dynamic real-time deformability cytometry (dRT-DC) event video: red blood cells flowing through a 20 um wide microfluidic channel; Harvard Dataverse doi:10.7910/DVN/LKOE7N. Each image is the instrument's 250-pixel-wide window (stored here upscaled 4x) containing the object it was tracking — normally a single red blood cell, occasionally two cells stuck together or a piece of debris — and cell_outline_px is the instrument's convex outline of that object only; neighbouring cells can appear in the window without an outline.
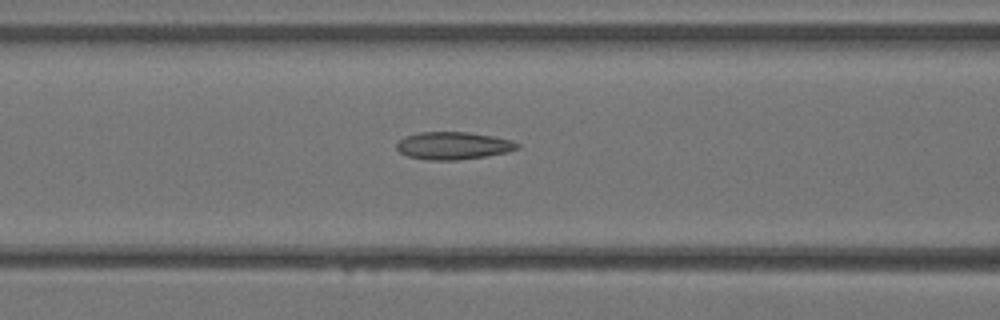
{"species": "Egyptian fruit bat (a non-hibernating species)", "species_latin": "Rousettus aegyptiacus", "temperature_condition": "warm", "stored_images_in_passage": 19, "camera_frame_rate_fps": 3000, "um_per_image_px": 0.085, "animal": {"sex": "female"}, "frame": {"image": 1, "passage_image": 9, "time_ms": 2.667, "image_size_px": [1000, 320], "cell_outline_px": [[520, 148], [508, 152], [484, 156], [456, 160], [428, 160], [408, 156], [400, 152], [396, 148], [396, 144], [404, 136], [420, 132], [468, 132], [492, 136], [512, 140], [520, 144]], "centroid_in_image_um": [38.53, 12.38], "position_along_channel_um": 128.1, "area_um2": 19.36}}
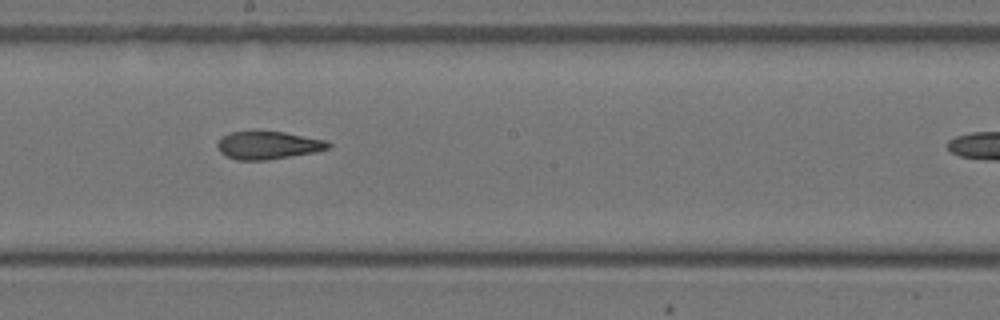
{"frame": {"image": 2, "passage_image": 14, "time_ms": 4.333, "image_size_px": [1000, 320], "cell_outline_px": [[332, 144], [328, 148], [316, 152], [264, 160], [236, 160], [224, 156], [220, 152], [216, 144], [220, 136], [228, 132], [284, 132], [328, 140]], "centroid_in_image_um": [22.76, 12.35], "position_along_channel_um": 225.4, "area_um2": 18.09}}
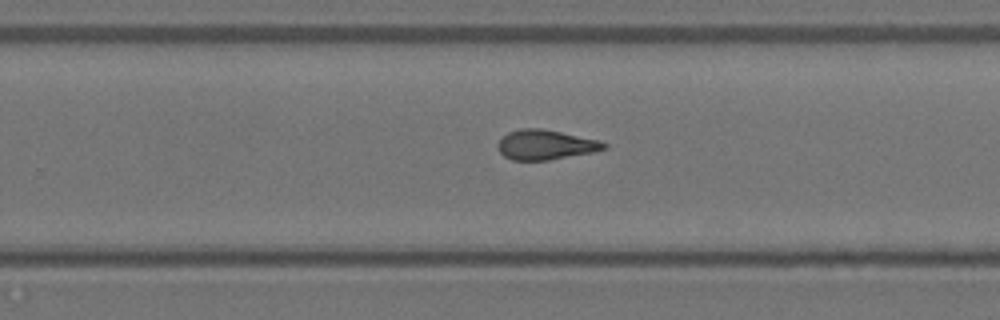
{"frame": {"image": 3, "passage_image": 17, "time_ms": 5.333, "image_size_px": [1000, 320], "cell_outline_px": [[608, 148], [596, 152], [548, 160], [512, 160], [504, 156], [500, 152], [496, 144], [508, 132], [520, 128], [540, 128], [600, 140], [608, 144]], "centroid_in_image_um": [46.4, 12.31], "position_along_channel_um": 283.4, "area_um2": 18.55}}